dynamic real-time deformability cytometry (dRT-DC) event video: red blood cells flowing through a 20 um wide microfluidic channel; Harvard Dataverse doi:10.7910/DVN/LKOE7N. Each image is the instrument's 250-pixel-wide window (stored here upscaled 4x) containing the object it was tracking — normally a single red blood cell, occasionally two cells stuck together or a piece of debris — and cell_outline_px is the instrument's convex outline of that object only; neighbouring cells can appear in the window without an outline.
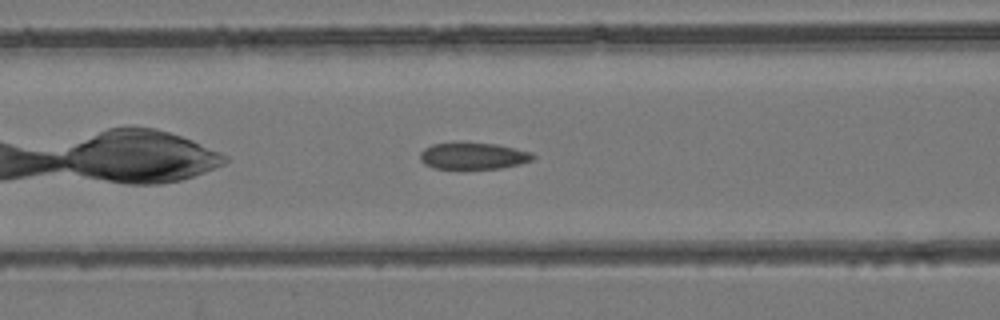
{"species": "common noctule bat (a hibernating species)", "species_latin": "Nyctalus noctula", "temperature_condition": "room temperature", "stored_images_in_passage": 34, "camera_frame_rate_fps": 3000, "um_per_image_px": 0.085, "animal": {"sex": "female", "body_mass_g": 24.6, "forearm_length_mm": 56.2}, "frame": {"image": 1, "passage_image": 7, "time_ms": 2.0, "image_size_px": [1000, 320], "cell_outline_px": [[536, 156], [532, 160], [520, 164], [500, 168], [436, 168], [424, 164], [420, 160], [420, 152], [424, 148], [432, 144], [496, 144], [532, 152]], "centroid_in_image_um": [40.24, 13.27], "position_along_channel_um": 126.4, "area_um2": 17.05}}
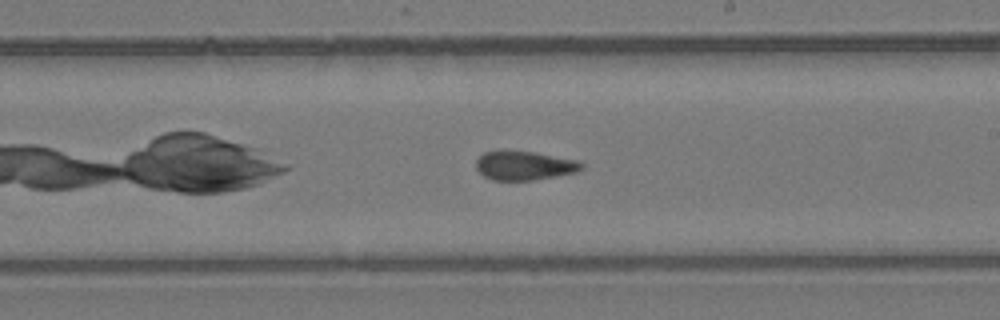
{"frame": {"image": 2, "passage_image": 16, "time_ms": 5.0, "image_size_px": [1000, 320], "cell_outline_px": [[584, 168], [576, 172], [532, 180], [492, 180], [484, 176], [476, 168], [476, 160], [484, 152], [532, 152], [580, 160], [584, 164]], "centroid_in_image_um": [44.61, 14.09], "position_along_channel_um": 244.4, "area_um2": 17.51}}
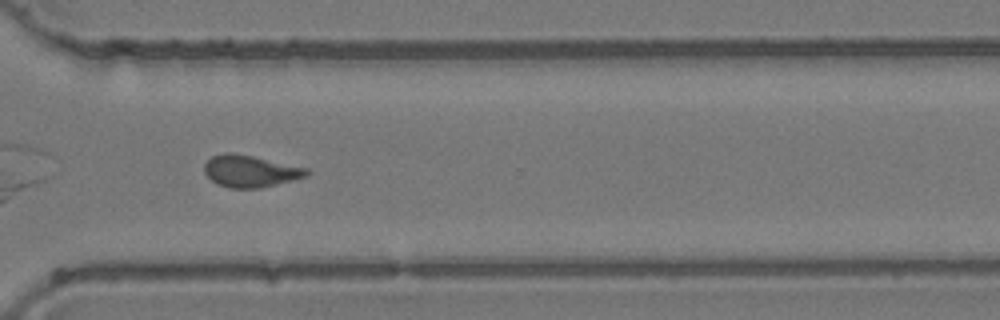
{"frame": {"image": 3, "passage_image": 24, "time_ms": 7.667, "image_size_px": [1000, 320], "cell_outline_px": [[312, 172], [308, 176], [260, 188], [228, 188], [216, 184], [204, 172], [204, 164], [212, 156], [224, 152], [232, 152], [252, 156], [308, 168]], "centroid_in_image_um": [21.28, 14.55], "position_along_channel_um": 349.3, "area_um2": 19.07}, "authors_computed_cell_mechanics": {"area_um2": 18.5538, "velocity_mm_per_s": 3.9367, "shape_relaxation_time_tau1_ms": null, "shape_relaxation_time_tau2_ms": 3.508, "deformation_change_tau1": null, "deformation_change_tau2": 0.1044}}